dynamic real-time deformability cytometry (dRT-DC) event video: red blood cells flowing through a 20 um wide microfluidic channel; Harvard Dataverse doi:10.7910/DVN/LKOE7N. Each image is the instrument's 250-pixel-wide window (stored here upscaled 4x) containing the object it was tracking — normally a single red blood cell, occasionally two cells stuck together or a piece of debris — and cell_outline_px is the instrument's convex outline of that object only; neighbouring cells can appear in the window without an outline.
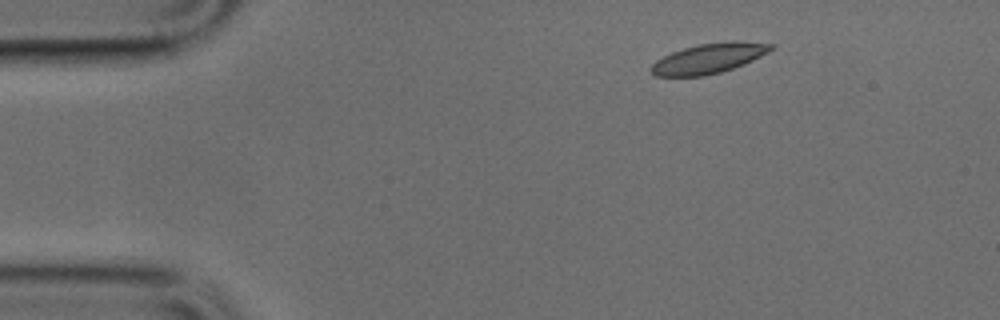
{"species": "common noctule bat (a hibernating species)", "species_latin": "Nyctalus noctula", "temperature_condition": "cold", "stored_images_in_passage": 44, "camera_frame_rate_fps": 3000, "um_per_image_px": 0.085, "animal": {"sex": "male", "body_mass_g": 17.9, "forearm_length_mm": 54.2}, "frame": {"image": 1, "passage_image": 1, "time_ms": 0.0, "image_size_px": [1000, 320], "cell_outline_px": [[776, 48], [744, 64], [720, 72], [704, 76], [656, 76], [648, 68], [656, 60], [672, 52], [684, 48], [700, 44], [732, 40], [776, 44]], "centroid_in_image_um": [60.27, 4.95], "position_along_channel_um": 24.7, "area_um2": 20.92}}
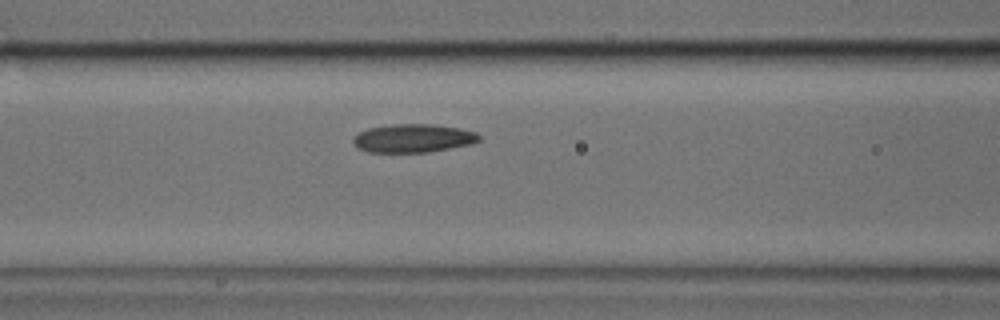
{"frame": {"image": 2, "passage_image": 14, "time_ms": 4.333, "image_size_px": [1000, 320], "cell_outline_px": [[480, 140], [472, 144], [428, 152], [368, 152], [360, 148], [352, 140], [360, 132], [368, 128], [392, 124], [436, 124], [460, 128], [476, 132], [480, 136]], "centroid_in_image_um": [35.17, 11.74], "position_along_channel_um": 131.4, "area_um2": 20.75}}
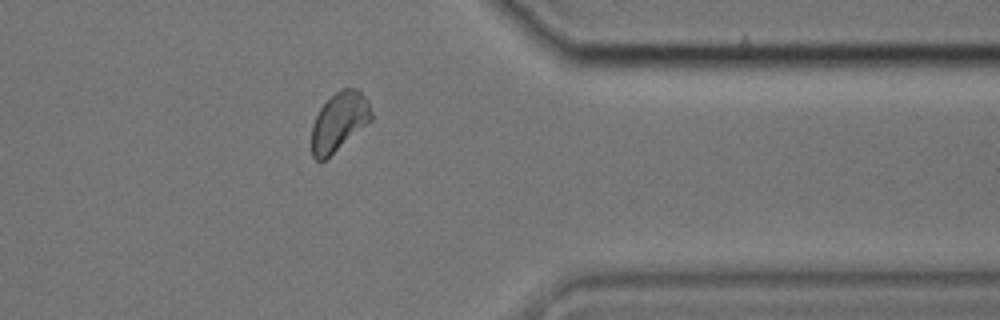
{"frame": {"image": 3, "passage_image": 34, "time_ms": 11.0, "image_size_px": [1000, 320], "cell_outline_px": [[372, 120], [324, 160], [316, 160], [312, 156], [312, 124], [320, 108], [336, 92], [344, 88], [360, 88], [368, 100], [372, 112]], "centroid_in_image_um": [28.85, 10.31], "position_along_channel_um": 382.6, "area_um2": 20.23}}